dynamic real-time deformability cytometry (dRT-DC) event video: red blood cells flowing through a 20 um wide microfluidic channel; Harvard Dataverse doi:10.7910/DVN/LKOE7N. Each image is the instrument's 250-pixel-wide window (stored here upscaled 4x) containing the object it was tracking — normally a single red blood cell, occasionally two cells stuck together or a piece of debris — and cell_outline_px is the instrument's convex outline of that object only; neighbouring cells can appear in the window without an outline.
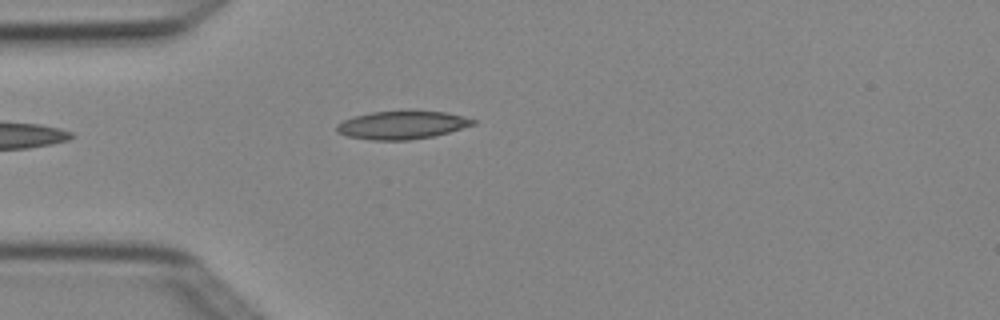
{"species": "Egyptian fruit bat (a non-hibernating species)", "species_latin": "Rousettus aegyptiacus", "temperature_condition": "cold", "stored_images_in_passage": 3, "camera_frame_rate_fps": 3000, "um_per_image_px": 0.085, "animal": {"sex": "female"}, "frame": {"image": 1, "passage_image": 3, "time_ms": 0.667, "image_size_px": [1000, 320], "cell_outline_px": [[476, 124], [448, 132], [432, 136], [408, 140], [372, 140], [348, 136], [340, 132], [336, 128], [336, 124], [344, 120], [356, 116], [372, 112], [444, 112], [476, 120]], "centroid_in_image_um": [34.16, 10.64], "position_along_channel_um": 50.8, "area_um2": 21.62}}